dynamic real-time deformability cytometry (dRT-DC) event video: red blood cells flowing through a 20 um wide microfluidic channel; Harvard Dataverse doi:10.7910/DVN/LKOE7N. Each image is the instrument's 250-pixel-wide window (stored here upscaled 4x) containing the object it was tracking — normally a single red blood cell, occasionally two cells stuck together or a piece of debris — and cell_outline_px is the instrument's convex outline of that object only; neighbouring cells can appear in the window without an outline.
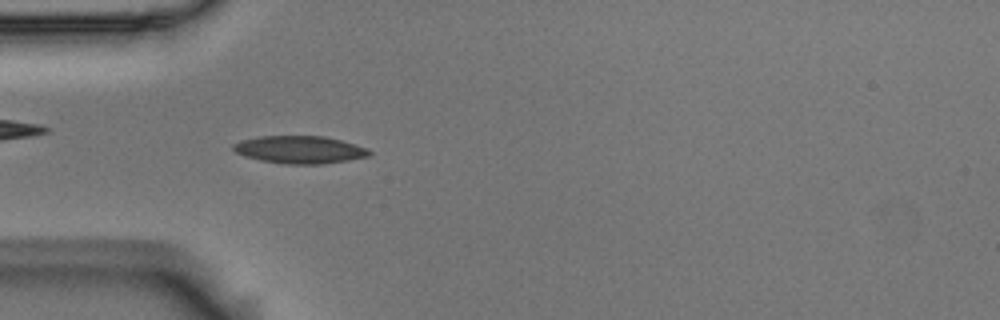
{"species": "Egyptian fruit bat (a non-hibernating species)", "species_latin": "Rousettus aegyptiacus", "temperature_condition": "room temperature", "stored_images_in_passage": 5, "camera_frame_rate_fps": 3000, "um_per_image_px": 0.085, "animal": {"sex": "male"}, "frame": {"image": 1, "passage_image": 4, "time_ms": 1.0, "image_size_px": [1000, 320], "cell_outline_px": [[372, 152], [368, 156], [348, 160], [324, 164], [284, 164], [260, 160], [244, 156], [236, 152], [232, 148], [232, 144], [240, 140], [260, 136], [324, 136], [340, 140], [368, 148]], "centroid_in_image_um": [25.45, 12.72], "position_along_channel_um": 59.5, "area_um2": 21.91}}
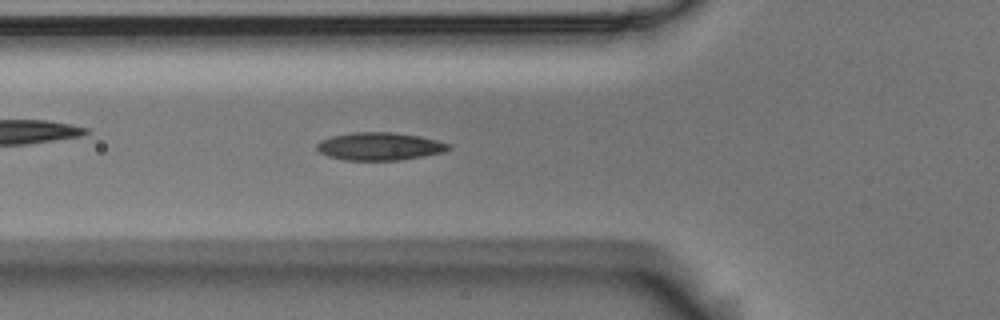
{"frame": {"image": 2, "passage_image": 5, "time_ms": 1.333, "image_size_px": [1000, 320], "cell_outline_px": [[452, 148], [444, 152], [424, 156], [400, 160], [344, 160], [328, 156], [320, 152], [316, 148], [316, 144], [320, 140], [332, 136], [352, 132], [392, 132], [420, 136], [452, 144]], "centroid_in_image_um": [32.28, 12.44], "position_along_channel_um": 93.5, "area_um2": 21.5}}